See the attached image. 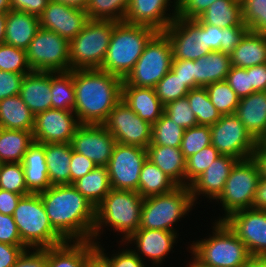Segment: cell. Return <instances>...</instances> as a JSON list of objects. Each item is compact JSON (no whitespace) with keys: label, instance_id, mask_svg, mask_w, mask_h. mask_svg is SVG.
Returning <instances> with one entry per match:
<instances>
[{"label":"cell","instance_id":"cell-1","mask_svg":"<svg viewBox=\"0 0 266 267\" xmlns=\"http://www.w3.org/2000/svg\"><path fill=\"white\" fill-rule=\"evenodd\" d=\"M52 227L66 241H92L95 207L72 185L39 193Z\"/></svg>","mask_w":266,"mask_h":267},{"label":"cell","instance_id":"cell-2","mask_svg":"<svg viewBox=\"0 0 266 267\" xmlns=\"http://www.w3.org/2000/svg\"><path fill=\"white\" fill-rule=\"evenodd\" d=\"M123 79L100 69L73 70V112L80 124L102 125L122 99Z\"/></svg>","mask_w":266,"mask_h":267},{"label":"cell","instance_id":"cell-3","mask_svg":"<svg viewBox=\"0 0 266 267\" xmlns=\"http://www.w3.org/2000/svg\"><path fill=\"white\" fill-rule=\"evenodd\" d=\"M207 237L188 243L191 261L197 267H243L252 257L245 244L224 221H212Z\"/></svg>","mask_w":266,"mask_h":267},{"label":"cell","instance_id":"cell-4","mask_svg":"<svg viewBox=\"0 0 266 267\" xmlns=\"http://www.w3.org/2000/svg\"><path fill=\"white\" fill-rule=\"evenodd\" d=\"M143 200L138 192L111 189L95 208L92 241L100 243L104 228L108 227L121 237L119 242H125L139 228Z\"/></svg>","mask_w":266,"mask_h":267},{"label":"cell","instance_id":"cell-5","mask_svg":"<svg viewBox=\"0 0 266 267\" xmlns=\"http://www.w3.org/2000/svg\"><path fill=\"white\" fill-rule=\"evenodd\" d=\"M156 32L149 26L114 21L108 50L99 69L124 79Z\"/></svg>","mask_w":266,"mask_h":267},{"label":"cell","instance_id":"cell-6","mask_svg":"<svg viewBox=\"0 0 266 267\" xmlns=\"http://www.w3.org/2000/svg\"><path fill=\"white\" fill-rule=\"evenodd\" d=\"M12 216L27 248L45 249L66 242L52 227L40 194L23 196Z\"/></svg>","mask_w":266,"mask_h":267},{"label":"cell","instance_id":"cell-7","mask_svg":"<svg viewBox=\"0 0 266 267\" xmlns=\"http://www.w3.org/2000/svg\"><path fill=\"white\" fill-rule=\"evenodd\" d=\"M194 206L189 186H178L167 194L146 197L139 228L178 232L176 223L188 216Z\"/></svg>","mask_w":266,"mask_h":267},{"label":"cell","instance_id":"cell-8","mask_svg":"<svg viewBox=\"0 0 266 267\" xmlns=\"http://www.w3.org/2000/svg\"><path fill=\"white\" fill-rule=\"evenodd\" d=\"M114 21L89 19L69 41L71 70L99 69L111 40Z\"/></svg>","mask_w":266,"mask_h":267},{"label":"cell","instance_id":"cell-9","mask_svg":"<svg viewBox=\"0 0 266 267\" xmlns=\"http://www.w3.org/2000/svg\"><path fill=\"white\" fill-rule=\"evenodd\" d=\"M172 47L167 35L157 31L146 43L134 68L123 79L122 85L154 88L171 70Z\"/></svg>","mask_w":266,"mask_h":267},{"label":"cell","instance_id":"cell-10","mask_svg":"<svg viewBox=\"0 0 266 267\" xmlns=\"http://www.w3.org/2000/svg\"><path fill=\"white\" fill-rule=\"evenodd\" d=\"M259 179V167L252 157L238 160L228 176L223 192L214 201L224 211L215 221H223L238 210L252 208Z\"/></svg>","mask_w":266,"mask_h":267},{"label":"cell","instance_id":"cell-11","mask_svg":"<svg viewBox=\"0 0 266 267\" xmlns=\"http://www.w3.org/2000/svg\"><path fill=\"white\" fill-rule=\"evenodd\" d=\"M26 54L32 71H71L69 41L53 31L40 27Z\"/></svg>","mask_w":266,"mask_h":267},{"label":"cell","instance_id":"cell-12","mask_svg":"<svg viewBox=\"0 0 266 267\" xmlns=\"http://www.w3.org/2000/svg\"><path fill=\"white\" fill-rule=\"evenodd\" d=\"M211 144L222 154L239 160L252 157L258 141L244 127L237 115H221L220 119L210 126Z\"/></svg>","mask_w":266,"mask_h":267},{"label":"cell","instance_id":"cell-13","mask_svg":"<svg viewBox=\"0 0 266 267\" xmlns=\"http://www.w3.org/2000/svg\"><path fill=\"white\" fill-rule=\"evenodd\" d=\"M163 32L171 43L173 59L197 60L211 51L207 46L206 24L197 19L176 16Z\"/></svg>","mask_w":266,"mask_h":267},{"label":"cell","instance_id":"cell-14","mask_svg":"<svg viewBox=\"0 0 266 267\" xmlns=\"http://www.w3.org/2000/svg\"><path fill=\"white\" fill-rule=\"evenodd\" d=\"M147 149L116 142L107 170L112 189L138 191L139 177Z\"/></svg>","mask_w":266,"mask_h":267},{"label":"cell","instance_id":"cell-15","mask_svg":"<svg viewBox=\"0 0 266 267\" xmlns=\"http://www.w3.org/2000/svg\"><path fill=\"white\" fill-rule=\"evenodd\" d=\"M102 125L118 143L145 149L151 144L152 124L141 119L122 99Z\"/></svg>","mask_w":266,"mask_h":267},{"label":"cell","instance_id":"cell-16","mask_svg":"<svg viewBox=\"0 0 266 267\" xmlns=\"http://www.w3.org/2000/svg\"><path fill=\"white\" fill-rule=\"evenodd\" d=\"M223 221L245 244L252 258H266V210H238Z\"/></svg>","mask_w":266,"mask_h":267},{"label":"cell","instance_id":"cell-17","mask_svg":"<svg viewBox=\"0 0 266 267\" xmlns=\"http://www.w3.org/2000/svg\"><path fill=\"white\" fill-rule=\"evenodd\" d=\"M81 124L73 111L50 108L35 115L34 141L45 143H71Z\"/></svg>","mask_w":266,"mask_h":267},{"label":"cell","instance_id":"cell-18","mask_svg":"<svg viewBox=\"0 0 266 267\" xmlns=\"http://www.w3.org/2000/svg\"><path fill=\"white\" fill-rule=\"evenodd\" d=\"M178 232L159 229L138 228L124 243L130 247L143 261H151L152 267H160L166 257L173 253L177 246ZM133 243V244H132ZM135 246V247H133ZM146 257V258H145ZM160 265V266H159Z\"/></svg>","mask_w":266,"mask_h":267},{"label":"cell","instance_id":"cell-19","mask_svg":"<svg viewBox=\"0 0 266 267\" xmlns=\"http://www.w3.org/2000/svg\"><path fill=\"white\" fill-rule=\"evenodd\" d=\"M116 140L103 125L81 124L72 137L75 152L92 160L96 166H107Z\"/></svg>","mask_w":266,"mask_h":267},{"label":"cell","instance_id":"cell-20","mask_svg":"<svg viewBox=\"0 0 266 267\" xmlns=\"http://www.w3.org/2000/svg\"><path fill=\"white\" fill-rule=\"evenodd\" d=\"M176 16L177 0H130L124 22L164 31Z\"/></svg>","mask_w":266,"mask_h":267},{"label":"cell","instance_id":"cell-21","mask_svg":"<svg viewBox=\"0 0 266 267\" xmlns=\"http://www.w3.org/2000/svg\"><path fill=\"white\" fill-rule=\"evenodd\" d=\"M38 19L41 28L53 31L68 41L73 39L89 20L86 10L53 0H50Z\"/></svg>","mask_w":266,"mask_h":267},{"label":"cell","instance_id":"cell-22","mask_svg":"<svg viewBox=\"0 0 266 267\" xmlns=\"http://www.w3.org/2000/svg\"><path fill=\"white\" fill-rule=\"evenodd\" d=\"M238 160L234 156L221 155L189 185L195 205L202 197L208 199L207 202L210 200L209 202L214 203L223 192L228 176Z\"/></svg>","mask_w":266,"mask_h":267},{"label":"cell","instance_id":"cell-23","mask_svg":"<svg viewBox=\"0 0 266 267\" xmlns=\"http://www.w3.org/2000/svg\"><path fill=\"white\" fill-rule=\"evenodd\" d=\"M19 95L35 115L52 108L51 72L32 71L26 74Z\"/></svg>","mask_w":266,"mask_h":267},{"label":"cell","instance_id":"cell-24","mask_svg":"<svg viewBox=\"0 0 266 267\" xmlns=\"http://www.w3.org/2000/svg\"><path fill=\"white\" fill-rule=\"evenodd\" d=\"M235 114L250 134L260 142L266 136V91L240 98Z\"/></svg>","mask_w":266,"mask_h":267},{"label":"cell","instance_id":"cell-25","mask_svg":"<svg viewBox=\"0 0 266 267\" xmlns=\"http://www.w3.org/2000/svg\"><path fill=\"white\" fill-rule=\"evenodd\" d=\"M95 251L93 241H66L47 248V267H87Z\"/></svg>","mask_w":266,"mask_h":267},{"label":"cell","instance_id":"cell-26","mask_svg":"<svg viewBox=\"0 0 266 267\" xmlns=\"http://www.w3.org/2000/svg\"><path fill=\"white\" fill-rule=\"evenodd\" d=\"M122 100L141 119L154 124L164 113V105L154 88L122 85Z\"/></svg>","mask_w":266,"mask_h":267},{"label":"cell","instance_id":"cell-27","mask_svg":"<svg viewBox=\"0 0 266 267\" xmlns=\"http://www.w3.org/2000/svg\"><path fill=\"white\" fill-rule=\"evenodd\" d=\"M21 163L26 187L30 193L39 194L51 187L44 144L34 141L26 151Z\"/></svg>","mask_w":266,"mask_h":267},{"label":"cell","instance_id":"cell-28","mask_svg":"<svg viewBox=\"0 0 266 267\" xmlns=\"http://www.w3.org/2000/svg\"><path fill=\"white\" fill-rule=\"evenodd\" d=\"M39 28L36 15L10 10L6 14L4 43L26 50Z\"/></svg>","mask_w":266,"mask_h":267},{"label":"cell","instance_id":"cell-29","mask_svg":"<svg viewBox=\"0 0 266 267\" xmlns=\"http://www.w3.org/2000/svg\"><path fill=\"white\" fill-rule=\"evenodd\" d=\"M230 68V55L220 51H210L205 56L194 60V89L224 81Z\"/></svg>","mask_w":266,"mask_h":267},{"label":"cell","instance_id":"cell-30","mask_svg":"<svg viewBox=\"0 0 266 267\" xmlns=\"http://www.w3.org/2000/svg\"><path fill=\"white\" fill-rule=\"evenodd\" d=\"M147 158L178 186H185L186 158L180 148L149 145Z\"/></svg>","mask_w":266,"mask_h":267},{"label":"cell","instance_id":"cell-31","mask_svg":"<svg viewBox=\"0 0 266 267\" xmlns=\"http://www.w3.org/2000/svg\"><path fill=\"white\" fill-rule=\"evenodd\" d=\"M231 66L249 68L266 63V35L248 31L230 54Z\"/></svg>","mask_w":266,"mask_h":267},{"label":"cell","instance_id":"cell-32","mask_svg":"<svg viewBox=\"0 0 266 267\" xmlns=\"http://www.w3.org/2000/svg\"><path fill=\"white\" fill-rule=\"evenodd\" d=\"M44 150L51 186L71 184V143H45Z\"/></svg>","mask_w":266,"mask_h":267},{"label":"cell","instance_id":"cell-33","mask_svg":"<svg viewBox=\"0 0 266 267\" xmlns=\"http://www.w3.org/2000/svg\"><path fill=\"white\" fill-rule=\"evenodd\" d=\"M34 123L35 114L19 94L0 101V128L33 132Z\"/></svg>","mask_w":266,"mask_h":267},{"label":"cell","instance_id":"cell-34","mask_svg":"<svg viewBox=\"0 0 266 267\" xmlns=\"http://www.w3.org/2000/svg\"><path fill=\"white\" fill-rule=\"evenodd\" d=\"M196 19L202 24L220 28L246 26L243 23L242 4L238 0H217Z\"/></svg>","mask_w":266,"mask_h":267},{"label":"cell","instance_id":"cell-35","mask_svg":"<svg viewBox=\"0 0 266 267\" xmlns=\"http://www.w3.org/2000/svg\"><path fill=\"white\" fill-rule=\"evenodd\" d=\"M33 142L31 131L0 128V163H21Z\"/></svg>","mask_w":266,"mask_h":267},{"label":"cell","instance_id":"cell-36","mask_svg":"<svg viewBox=\"0 0 266 267\" xmlns=\"http://www.w3.org/2000/svg\"><path fill=\"white\" fill-rule=\"evenodd\" d=\"M72 185L96 208L112 189L106 166H96Z\"/></svg>","mask_w":266,"mask_h":267},{"label":"cell","instance_id":"cell-37","mask_svg":"<svg viewBox=\"0 0 266 267\" xmlns=\"http://www.w3.org/2000/svg\"><path fill=\"white\" fill-rule=\"evenodd\" d=\"M178 185L148 158L144 161L139 177L138 193L142 198L167 194Z\"/></svg>","mask_w":266,"mask_h":267},{"label":"cell","instance_id":"cell-38","mask_svg":"<svg viewBox=\"0 0 266 267\" xmlns=\"http://www.w3.org/2000/svg\"><path fill=\"white\" fill-rule=\"evenodd\" d=\"M248 31L247 26L220 28L206 24L207 46L211 51H220L230 55Z\"/></svg>","mask_w":266,"mask_h":267},{"label":"cell","instance_id":"cell-39","mask_svg":"<svg viewBox=\"0 0 266 267\" xmlns=\"http://www.w3.org/2000/svg\"><path fill=\"white\" fill-rule=\"evenodd\" d=\"M51 102L54 109L73 111L75 103L73 70L51 72Z\"/></svg>","mask_w":266,"mask_h":267},{"label":"cell","instance_id":"cell-40","mask_svg":"<svg viewBox=\"0 0 266 267\" xmlns=\"http://www.w3.org/2000/svg\"><path fill=\"white\" fill-rule=\"evenodd\" d=\"M186 98L198 125L212 126L220 119L221 115L212 104L205 87L191 89Z\"/></svg>","mask_w":266,"mask_h":267},{"label":"cell","instance_id":"cell-41","mask_svg":"<svg viewBox=\"0 0 266 267\" xmlns=\"http://www.w3.org/2000/svg\"><path fill=\"white\" fill-rule=\"evenodd\" d=\"M130 0H89L86 13L89 19L123 22Z\"/></svg>","mask_w":266,"mask_h":267},{"label":"cell","instance_id":"cell-42","mask_svg":"<svg viewBox=\"0 0 266 267\" xmlns=\"http://www.w3.org/2000/svg\"><path fill=\"white\" fill-rule=\"evenodd\" d=\"M184 129L172 122L165 113L152 124V138L150 145L180 148Z\"/></svg>","mask_w":266,"mask_h":267},{"label":"cell","instance_id":"cell-43","mask_svg":"<svg viewBox=\"0 0 266 267\" xmlns=\"http://www.w3.org/2000/svg\"><path fill=\"white\" fill-rule=\"evenodd\" d=\"M205 89L220 115L236 112L240 98L225 80L209 84Z\"/></svg>","mask_w":266,"mask_h":267},{"label":"cell","instance_id":"cell-44","mask_svg":"<svg viewBox=\"0 0 266 267\" xmlns=\"http://www.w3.org/2000/svg\"><path fill=\"white\" fill-rule=\"evenodd\" d=\"M222 154L211 144L186 160L185 186H189Z\"/></svg>","mask_w":266,"mask_h":267},{"label":"cell","instance_id":"cell-45","mask_svg":"<svg viewBox=\"0 0 266 267\" xmlns=\"http://www.w3.org/2000/svg\"><path fill=\"white\" fill-rule=\"evenodd\" d=\"M0 189L22 196L31 194L26 187L22 163H0Z\"/></svg>","mask_w":266,"mask_h":267},{"label":"cell","instance_id":"cell-46","mask_svg":"<svg viewBox=\"0 0 266 267\" xmlns=\"http://www.w3.org/2000/svg\"><path fill=\"white\" fill-rule=\"evenodd\" d=\"M0 70L18 74L32 72L26 50L8 44H0Z\"/></svg>","mask_w":266,"mask_h":267},{"label":"cell","instance_id":"cell-47","mask_svg":"<svg viewBox=\"0 0 266 267\" xmlns=\"http://www.w3.org/2000/svg\"><path fill=\"white\" fill-rule=\"evenodd\" d=\"M154 90L164 106L179 98L185 97L190 91V89L172 70H170L155 85Z\"/></svg>","mask_w":266,"mask_h":267},{"label":"cell","instance_id":"cell-48","mask_svg":"<svg viewBox=\"0 0 266 267\" xmlns=\"http://www.w3.org/2000/svg\"><path fill=\"white\" fill-rule=\"evenodd\" d=\"M209 145H211L210 126L197 125L184 130L180 149L187 159Z\"/></svg>","mask_w":266,"mask_h":267},{"label":"cell","instance_id":"cell-49","mask_svg":"<svg viewBox=\"0 0 266 267\" xmlns=\"http://www.w3.org/2000/svg\"><path fill=\"white\" fill-rule=\"evenodd\" d=\"M243 23L250 31L266 35V0H242Z\"/></svg>","mask_w":266,"mask_h":267},{"label":"cell","instance_id":"cell-50","mask_svg":"<svg viewBox=\"0 0 266 267\" xmlns=\"http://www.w3.org/2000/svg\"><path fill=\"white\" fill-rule=\"evenodd\" d=\"M124 246L118 251L111 252L108 254L103 246L105 244L97 243L95 244V250L111 265V267H146V261H143L131 248L129 245H126L124 242H119ZM128 246V247H126ZM120 251V252H119ZM108 255V256H107Z\"/></svg>","mask_w":266,"mask_h":267},{"label":"cell","instance_id":"cell-51","mask_svg":"<svg viewBox=\"0 0 266 267\" xmlns=\"http://www.w3.org/2000/svg\"><path fill=\"white\" fill-rule=\"evenodd\" d=\"M164 113L184 130L198 125L186 96L166 104Z\"/></svg>","mask_w":266,"mask_h":267},{"label":"cell","instance_id":"cell-52","mask_svg":"<svg viewBox=\"0 0 266 267\" xmlns=\"http://www.w3.org/2000/svg\"><path fill=\"white\" fill-rule=\"evenodd\" d=\"M225 81L235 91L239 98L246 97L253 92H256L251 86L250 67L245 69L231 66Z\"/></svg>","mask_w":266,"mask_h":267},{"label":"cell","instance_id":"cell-53","mask_svg":"<svg viewBox=\"0 0 266 267\" xmlns=\"http://www.w3.org/2000/svg\"><path fill=\"white\" fill-rule=\"evenodd\" d=\"M217 0H177V16L196 19Z\"/></svg>","mask_w":266,"mask_h":267},{"label":"cell","instance_id":"cell-54","mask_svg":"<svg viewBox=\"0 0 266 267\" xmlns=\"http://www.w3.org/2000/svg\"><path fill=\"white\" fill-rule=\"evenodd\" d=\"M25 74L0 70V101L20 93Z\"/></svg>","mask_w":266,"mask_h":267},{"label":"cell","instance_id":"cell-55","mask_svg":"<svg viewBox=\"0 0 266 267\" xmlns=\"http://www.w3.org/2000/svg\"><path fill=\"white\" fill-rule=\"evenodd\" d=\"M0 242L10 245H24L12 215L0 213Z\"/></svg>","mask_w":266,"mask_h":267},{"label":"cell","instance_id":"cell-56","mask_svg":"<svg viewBox=\"0 0 266 267\" xmlns=\"http://www.w3.org/2000/svg\"><path fill=\"white\" fill-rule=\"evenodd\" d=\"M12 267H47V248L25 249Z\"/></svg>","mask_w":266,"mask_h":267},{"label":"cell","instance_id":"cell-57","mask_svg":"<svg viewBox=\"0 0 266 267\" xmlns=\"http://www.w3.org/2000/svg\"><path fill=\"white\" fill-rule=\"evenodd\" d=\"M95 167L96 165L92 160L73 150L70 163L71 184L91 172Z\"/></svg>","mask_w":266,"mask_h":267},{"label":"cell","instance_id":"cell-58","mask_svg":"<svg viewBox=\"0 0 266 267\" xmlns=\"http://www.w3.org/2000/svg\"><path fill=\"white\" fill-rule=\"evenodd\" d=\"M171 70L190 90L194 89V60L172 59Z\"/></svg>","mask_w":266,"mask_h":267},{"label":"cell","instance_id":"cell-59","mask_svg":"<svg viewBox=\"0 0 266 267\" xmlns=\"http://www.w3.org/2000/svg\"><path fill=\"white\" fill-rule=\"evenodd\" d=\"M50 0H10L11 10L23 11L37 17L48 6Z\"/></svg>","mask_w":266,"mask_h":267},{"label":"cell","instance_id":"cell-60","mask_svg":"<svg viewBox=\"0 0 266 267\" xmlns=\"http://www.w3.org/2000/svg\"><path fill=\"white\" fill-rule=\"evenodd\" d=\"M25 249V245H10L0 242V267H12Z\"/></svg>","mask_w":266,"mask_h":267},{"label":"cell","instance_id":"cell-61","mask_svg":"<svg viewBox=\"0 0 266 267\" xmlns=\"http://www.w3.org/2000/svg\"><path fill=\"white\" fill-rule=\"evenodd\" d=\"M22 195L0 189V213L4 215H13Z\"/></svg>","mask_w":266,"mask_h":267},{"label":"cell","instance_id":"cell-62","mask_svg":"<svg viewBox=\"0 0 266 267\" xmlns=\"http://www.w3.org/2000/svg\"><path fill=\"white\" fill-rule=\"evenodd\" d=\"M251 86L257 91H266V63L250 67Z\"/></svg>","mask_w":266,"mask_h":267},{"label":"cell","instance_id":"cell-63","mask_svg":"<svg viewBox=\"0 0 266 267\" xmlns=\"http://www.w3.org/2000/svg\"><path fill=\"white\" fill-rule=\"evenodd\" d=\"M252 158L259 167L260 178L266 179V143H257Z\"/></svg>","mask_w":266,"mask_h":267},{"label":"cell","instance_id":"cell-64","mask_svg":"<svg viewBox=\"0 0 266 267\" xmlns=\"http://www.w3.org/2000/svg\"><path fill=\"white\" fill-rule=\"evenodd\" d=\"M252 208L266 210V179H259Z\"/></svg>","mask_w":266,"mask_h":267},{"label":"cell","instance_id":"cell-65","mask_svg":"<svg viewBox=\"0 0 266 267\" xmlns=\"http://www.w3.org/2000/svg\"><path fill=\"white\" fill-rule=\"evenodd\" d=\"M87 267H111V265L97 251H95L91 255Z\"/></svg>","mask_w":266,"mask_h":267},{"label":"cell","instance_id":"cell-66","mask_svg":"<svg viewBox=\"0 0 266 267\" xmlns=\"http://www.w3.org/2000/svg\"><path fill=\"white\" fill-rule=\"evenodd\" d=\"M53 1L85 10L89 0H53Z\"/></svg>","mask_w":266,"mask_h":267},{"label":"cell","instance_id":"cell-67","mask_svg":"<svg viewBox=\"0 0 266 267\" xmlns=\"http://www.w3.org/2000/svg\"><path fill=\"white\" fill-rule=\"evenodd\" d=\"M243 267H266V258H252Z\"/></svg>","mask_w":266,"mask_h":267},{"label":"cell","instance_id":"cell-68","mask_svg":"<svg viewBox=\"0 0 266 267\" xmlns=\"http://www.w3.org/2000/svg\"><path fill=\"white\" fill-rule=\"evenodd\" d=\"M6 14L0 13V44L5 40Z\"/></svg>","mask_w":266,"mask_h":267},{"label":"cell","instance_id":"cell-69","mask_svg":"<svg viewBox=\"0 0 266 267\" xmlns=\"http://www.w3.org/2000/svg\"><path fill=\"white\" fill-rule=\"evenodd\" d=\"M10 10V0H0V13L7 14Z\"/></svg>","mask_w":266,"mask_h":267},{"label":"cell","instance_id":"cell-70","mask_svg":"<svg viewBox=\"0 0 266 267\" xmlns=\"http://www.w3.org/2000/svg\"><path fill=\"white\" fill-rule=\"evenodd\" d=\"M185 267H197L192 261L189 260Z\"/></svg>","mask_w":266,"mask_h":267},{"label":"cell","instance_id":"cell-71","mask_svg":"<svg viewBox=\"0 0 266 267\" xmlns=\"http://www.w3.org/2000/svg\"><path fill=\"white\" fill-rule=\"evenodd\" d=\"M260 142L266 143V136Z\"/></svg>","mask_w":266,"mask_h":267}]
</instances>
